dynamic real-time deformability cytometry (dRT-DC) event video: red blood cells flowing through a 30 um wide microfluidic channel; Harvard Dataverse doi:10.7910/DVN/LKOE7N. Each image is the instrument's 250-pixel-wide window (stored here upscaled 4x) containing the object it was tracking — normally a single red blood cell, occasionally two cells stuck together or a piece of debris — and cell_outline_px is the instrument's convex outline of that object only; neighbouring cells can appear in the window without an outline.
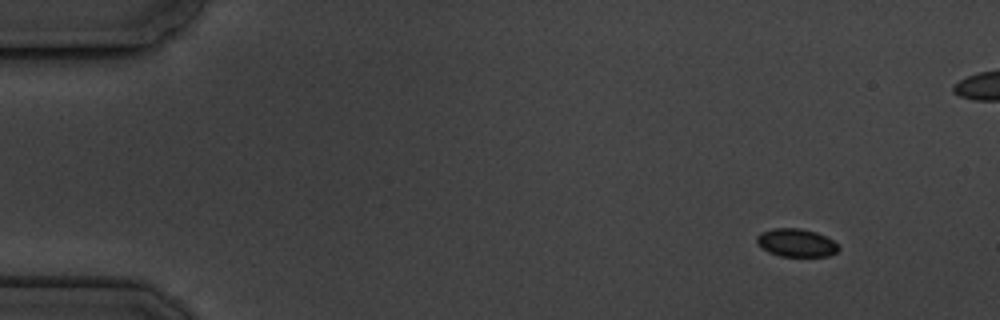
{"species": "common noctule bat (a hibernating species)", "species_latin": "Nyctalus noctula", "temperature_condition": "cold", "stored_images_in_passage": 5, "camera_frame_rate_fps": 3000, "um_per_image_px": 0.085, "animal": {"sex": "male", "body_mass_g": 19.5, "forearm_length_mm": 54.6}, "frame": {"image": 1, "passage_image": 1, "time_ms": 0.0, "image_size_px": [1000, 320], "cell_outline_px": [[840, 248], [836, 252], [828, 256], [780, 256], [768, 252], [756, 240], [756, 236], [760, 232], [772, 228], [800, 228], [816, 232], [832, 240]], "centroid_in_image_um": [67.67, 20.62], "position_along_channel_um": 17.3, "area_um2": 13.24}}